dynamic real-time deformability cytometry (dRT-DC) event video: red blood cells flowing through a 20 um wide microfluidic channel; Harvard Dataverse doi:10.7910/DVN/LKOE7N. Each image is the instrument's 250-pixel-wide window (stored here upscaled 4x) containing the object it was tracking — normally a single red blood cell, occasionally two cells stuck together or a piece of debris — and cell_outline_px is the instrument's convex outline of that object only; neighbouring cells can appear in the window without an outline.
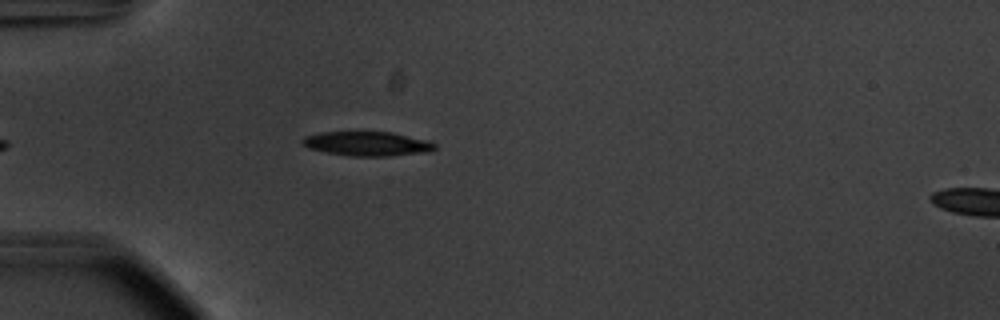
{"species": "common noctule bat (a hibernating species)", "species_latin": "Nyctalus noctula", "temperature_condition": "warm", "stored_images_in_passage": 9, "camera_frame_rate_fps": 3000, "um_per_image_px": 0.085, "animal": {"sex": "male", "body_mass_g": 20.1, "forearm_length_mm": 53.5}, "frame": {"image": 1, "passage_image": 3, "time_ms": 0.667, "image_size_px": [1000, 320], "cell_outline_px": [[436, 148], [428, 152], [384, 156], [352, 156], [328, 152], [308, 148], [300, 140], [304, 136], [320, 132], [392, 132], [428, 140], [436, 144]], "centroid_in_image_um": [31.22, 12.21], "position_along_channel_um": 53.8, "area_um2": 18.67}}